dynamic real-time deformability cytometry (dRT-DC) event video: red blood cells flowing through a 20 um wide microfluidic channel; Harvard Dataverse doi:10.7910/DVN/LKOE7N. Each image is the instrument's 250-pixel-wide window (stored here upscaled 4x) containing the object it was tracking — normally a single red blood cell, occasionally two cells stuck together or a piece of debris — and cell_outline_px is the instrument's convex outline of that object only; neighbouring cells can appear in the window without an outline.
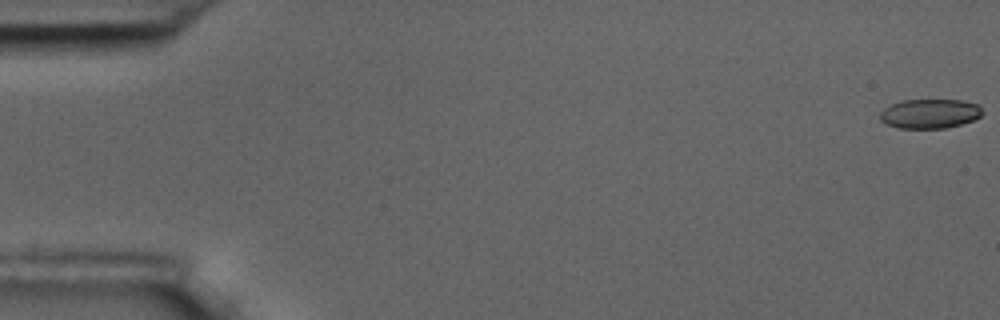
{"species": "common noctule bat (a hibernating species)", "species_latin": "Nyctalus noctula", "temperature_condition": "room temperature", "stored_images_in_passage": 57, "camera_frame_rate_fps": 3000, "um_per_image_px": 0.085, "animal": {"sex": "male", "body_mass_g": 17.5, "forearm_length_mm": 52.3}, "frame": {"image": 1, "passage_image": 1, "time_ms": 0.0, "image_size_px": [1000, 320], "cell_outline_px": [[984, 112], [980, 116], [972, 120], [960, 124], [944, 128], [900, 128], [888, 124], [880, 120], [880, 112], [884, 108], [900, 100], [960, 100], [980, 104]], "centroid_in_image_um": [79.05, 9.65], "position_along_channel_um": 5.9, "area_um2": 17.51}}
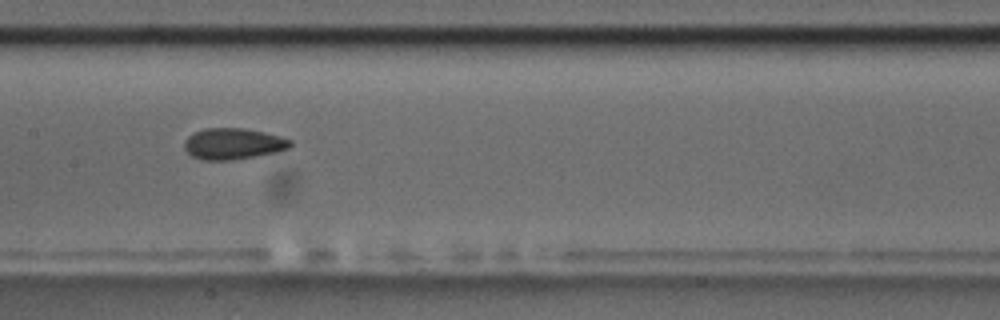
{"frame": {"image": 2, "passage_image": 29, "time_ms": 9.333, "image_size_px": [1000, 320], "cell_outline_px": [[292, 144], [288, 148], [280, 152], [232, 160], [200, 160], [192, 156], [184, 148], [184, 140], [188, 136], [204, 128], [244, 128], [264, 132], [280, 136], [292, 140]], "centroid_in_image_um": [19.83, 12.22], "position_along_channel_um": 187.6, "area_um2": 19.42}}
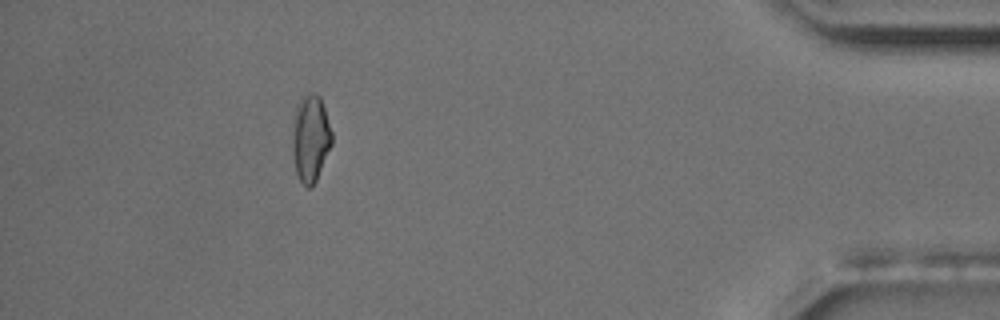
{"frame": {"image": 3, "passage_image": 52, "time_ms": 17.0, "image_size_px": [1000, 320], "cell_outline_px": [[332, 144], [316, 180], [308, 188], [300, 180], [296, 172], [292, 152], [292, 120], [296, 104], [300, 96], [304, 92], [316, 92], [320, 96], [332, 132]], "centroid_in_image_um": [26.37, 11.66], "position_along_channel_um": 408.8, "area_um2": 20.35}, "authors_computed_cell_mechanics": {"area_um2": 18.9584, "velocity_mm_per_s": 3.5791, "shape_relaxation_time_tau1_ms": 5.1093, "shape_relaxation_time_tau2_ms": 2.2567, "deformation_change_tau1": 0.1071, "deformation_change_tau2": 0.0771}}